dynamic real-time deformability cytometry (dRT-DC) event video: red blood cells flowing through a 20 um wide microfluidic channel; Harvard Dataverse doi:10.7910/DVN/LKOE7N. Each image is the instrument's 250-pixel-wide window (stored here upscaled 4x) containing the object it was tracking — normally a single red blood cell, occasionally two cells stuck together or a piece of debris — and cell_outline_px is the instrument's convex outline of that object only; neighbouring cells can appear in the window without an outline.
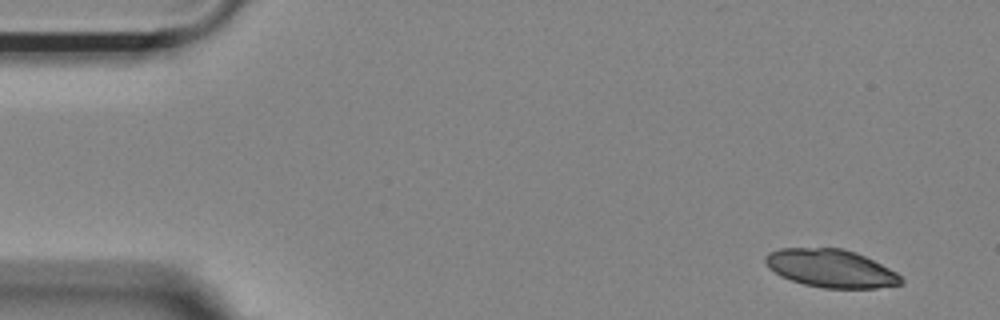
{"species": "Egyptian fruit bat (a non-hibernating species)", "species_latin": "Rousettus aegyptiacus", "temperature_condition": "room temperature", "stored_images_in_passage": 51, "camera_frame_rate_fps": 3000, "um_per_image_px": 0.085, "animal": {"sex": "female"}, "frame": {"image": 1, "passage_image": 1, "time_ms": 0.0, "image_size_px": [1000, 320], "cell_outline_px": [[904, 284], [876, 288], [824, 288], [804, 284], [780, 276], [768, 268], [764, 260], [764, 256], [768, 252], [780, 248], [844, 248], [856, 252], [896, 272], [904, 280]], "centroid_in_image_um": [70.6, 22.81], "position_along_channel_um": 14.4, "area_um2": 30.11}}
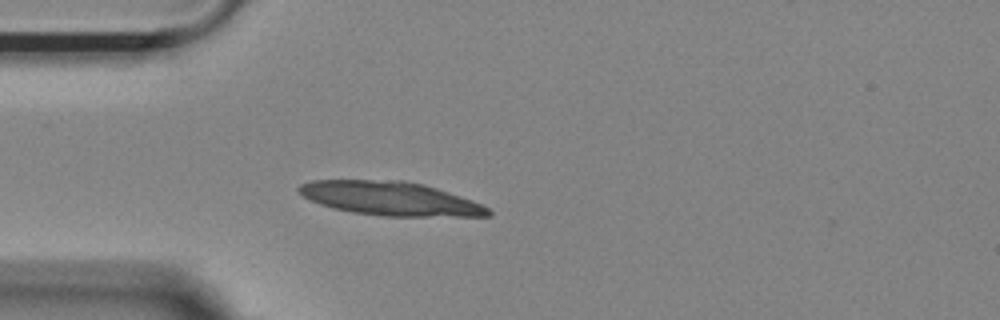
{"frame": {"image": 2, "passage_image": 12, "time_ms": 3.667, "image_size_px": [1000, 320], "cell_outline_px": [[492, 216], [384, 216], [352, 212], [332, 208], [320, 204], [304, 196], [296, 188], [300, 184], [312, 180], [404, 180], [424, 184], [472, 200], [488, 208], [492, 212]], "centroid_in_image_um": [33.17, 16.87], "position_along_channel_um": 51.8, "area_um2": 37.11}}